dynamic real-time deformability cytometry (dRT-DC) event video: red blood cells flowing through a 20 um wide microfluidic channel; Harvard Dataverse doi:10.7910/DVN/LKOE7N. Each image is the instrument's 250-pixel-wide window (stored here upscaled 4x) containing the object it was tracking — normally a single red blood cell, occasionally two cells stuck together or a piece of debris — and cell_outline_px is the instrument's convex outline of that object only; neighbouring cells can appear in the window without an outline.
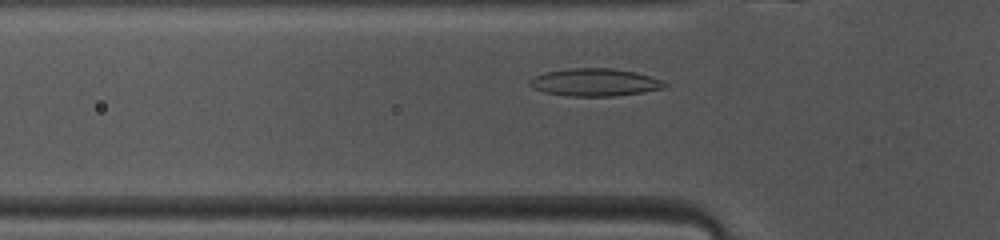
{"species": "common noctule bat (a hibernating species)", "species_latin": "Nyctalus noctula", "temperature_condition": "warm", "stored_images_in_passage": 39, "camera_frame_rate_fps": 3000, "um_per_image_px": 0.085, "animal": {"sex": "female", "body_mass_g": 10.0, "forearm_length_mm": 53.1}, "frame": {"image": 1, "passage_image": 13, "time_ms": 4.0, "image_size_px": [1000, 240], "cell_outline_px": [[668, 88], [616, 96], [568, 96], [544, 92], [532, 88], [528, 84], [528, 80], [544, 72], [568, 68], [612, 68], [636, 72], [660, 80], [668, 84]], "centroid_in_image_um": [50.54, 7.0], "position_along_channel_um": 75.3, "area_um2": 21.85}}
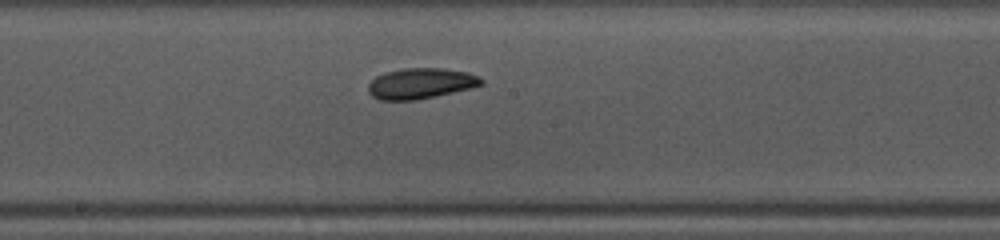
{"frame": {"image": 2, "passage_image": 23, "time_ms": 7.333, "image_size_px": [1000, 240], "cell_outline_px": [[484, 84], [436, 96], [416, 100], [380, 100], [372, 96], [368, 92], [368, 84], [376, 76], [384, 72], [404, 68], [444, 68], [468, 72], [480, 76], [484, 80]], "centroid_in_image_um": [35.75, 7.08], "position_along_channel_um": 212.4, "area_um2": 20.29}}
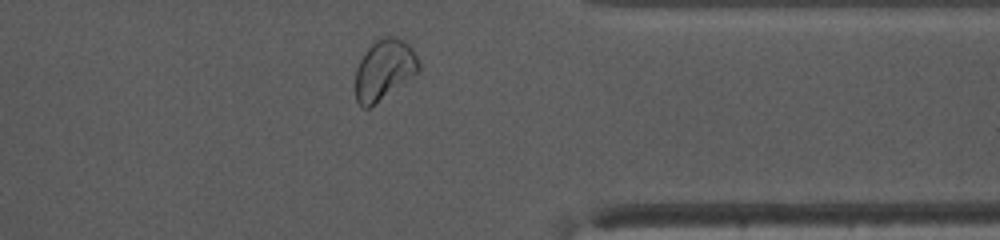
{"frame": {"image": 3, "passage_image": 36, "time_ms": 11.667, "image_size_px": [1000, 240], "cell_outline_px": [[420, 72], [368, 108], [364, 108], [356, 100], [356, 68], [364, 52], [376, 40], [384, 36], [396, 36], [404, 40], [412, 48], [420, 64]], "centroid_in_image_um": [32.68, 5.89], "position_along_channel_um": 378.7, "area_um2": 22.2}, "authors_computed_cell_mechanics": {"area_um2": 20.6346, "velocity_mm_per_s": 4.0884, "shape_relaxation_time_tau1_ms": 8.0636, "shape_relaxation_time_tau2_ms": 7.9559, "deformation_change_tau1": 0.1712, "deformation_change_tau2": 0.1322}}